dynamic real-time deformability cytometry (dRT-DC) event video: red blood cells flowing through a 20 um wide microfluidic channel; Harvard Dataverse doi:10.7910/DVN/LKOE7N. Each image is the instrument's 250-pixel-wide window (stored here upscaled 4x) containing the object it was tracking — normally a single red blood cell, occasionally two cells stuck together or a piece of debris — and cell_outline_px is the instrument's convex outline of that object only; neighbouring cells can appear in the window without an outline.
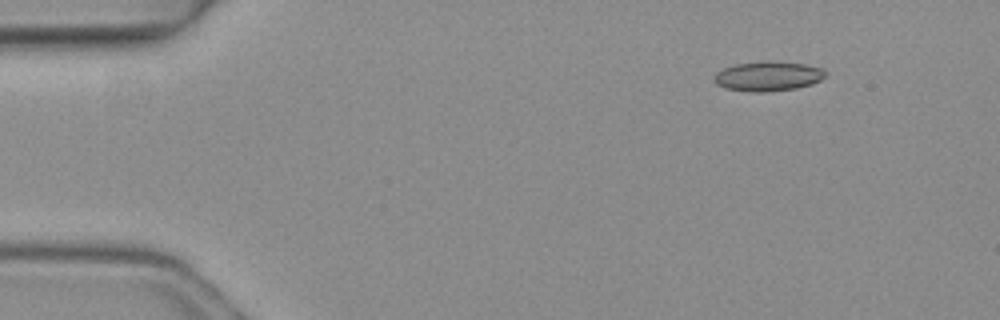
{"species": "common noctule bat (a hibernating species)", "species_latin": "Nyctalus noctula", "temperature_condition": "warm", "stored_images_in_passage": 4, "camera_frame_rate_fps": 3000, "um_per_image_px": 0.085, "animal": {"sex": "female", "body_mass_g": 19.3, "forearm_length_mm": 54.1}, "frame": {"image": 1, "passage_image": 2, "time_ms": 0.333, "image_size_px": [1000, 320], "cell_outline_px": [[828, 72], [820, 80], [812, 84], [796, 88], [764, 92], [748, 92], [724, 88], [716, 84], [716, 72], [732, 64], [764, 60], [772, 60], [804, 64], [824, 68]], "centroid_in_image_um": [65.3, 6.46], "position_along_channel_um": 19.7, "area_um2": 19.54}}